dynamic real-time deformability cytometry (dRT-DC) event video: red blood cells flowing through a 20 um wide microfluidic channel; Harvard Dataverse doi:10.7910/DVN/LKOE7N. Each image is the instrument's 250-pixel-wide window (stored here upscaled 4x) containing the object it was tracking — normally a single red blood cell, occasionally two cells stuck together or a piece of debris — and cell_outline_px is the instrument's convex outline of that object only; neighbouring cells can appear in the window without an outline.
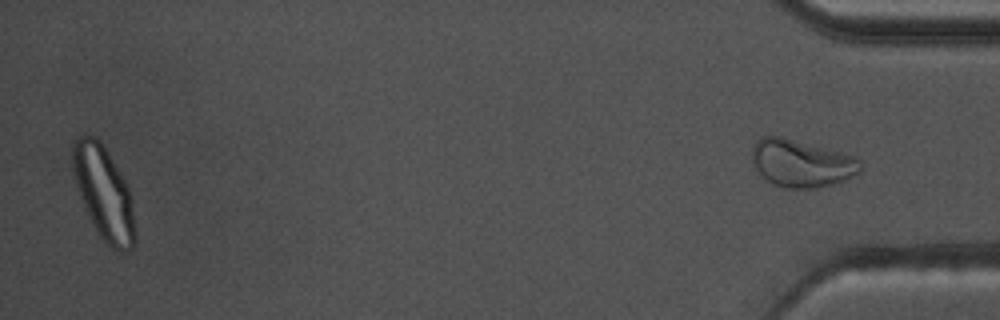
{"species": "common noctule bat (a hibernating species)", "species_latin": "Nyctalus noctula", "temperature_condition": "warm", "stored_images_in_passage": 56, "segment_of_instrument_passage": [2, 2], "camera_frame_rate_fps": 3000, "um_per_image_px": 0.085, "animal": {"sex": "male", "body_mass_g": 17.5, "forearm_length_mm": 52.3}, "frame": {"image": 1, "passage_image": 56, "time_ms": 18.333, "image_size_px": [1000, 320], "cell_outline_px": [[864, 168], [860, 172], [844, 180], [832, 184], [816, 188], [784, 188], [772, 184], [760, 176], [752, 160], [752, 144], [760, 136], [780, 136], [856, 156], [860, 160]], "centroid_in_image_um": [68.11, 13.88], "position_along_channel_um": 367.1, "area_um2": 30.23}}